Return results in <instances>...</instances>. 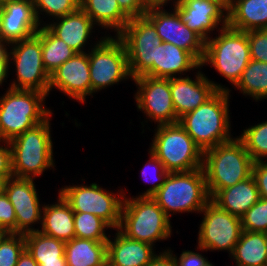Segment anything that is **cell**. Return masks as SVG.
I'll list each match as a JSON object with an SVG mask.
<instances>
[{
	"instance_id": "19",
	"label": "cell",
	"mask_w": 267,
	"mask_h": 266,
	"mask_svg": "<svg viewBox=\"0 0 267 266\" xmlns=\"http://www.w3.org/2000/svg\"><path fill=\"white\" fill-rule=\"evenodd\" d=\"M185 25L205 42L215 29L227 26V11L211 0H179L173 7ZM221 26V27H220Z\"/></svg>"
},
{
	"instance_id": "46",
	"label": "cell",
	"mask_w": 267,
	"mask_h": 266,
	"mask_svg": "<svg viewBox=\"0 0 267 266\" xmlns=\"http://www.w3.org/2000/svg\"><path fill=\"white\" fill-rule=\"evenodd\" d=\"M10 66L9 54L7 51L4 55L0 56V86H2L8 78Z\"/></svg>"
},
{
	"instance_id": "52",
	"label": "cell",
	"mask_w": 267,
	"mask_h": 266,
	"mask_svg": "<svg viewBox=\"0 0 267 266\" xmlns=\"http://www.w3.org/2000/svg\"><path fill=\"white\" fill-rule=\"evenodd\" d=\"M8 234V232L0 226V242L3 240V238Z\"/></svg>"
},
{
	"instance_id": "3",
	"label": "cell",
	"mask_w": 267,
	"mask_h": 266,
	"mask_svg": "<svg viewBox=\"0 0 267 266\" xmlns=\"http://www.w3.org/2000/svg\"><path fill=\"white\" fill-rule=\"evenodd\" d=\"M10 140L12 174L17 178H32L55 168L50 118Z\"/></svg>"
},
{
	"instance_id": "38",
	"label": "cell",
	"mask_w": 267,
	"mask_h": 266,
	"mask_svg": "<svg viewBox=\"0 0 267 266\" xmlns=\"http://www.w3.org/2000/svg\"><path fill=\"white\" fill-rule=\"evenodd\" d=\"M25 249L23 234L8 233L0 242V266H16Z\"/></svg>"
},
{
	"instance_id": "8",
	"label": "cell",
	"mask_w": 267,
	"mask_h": 266,
	"mask_svg": "<svg viewBox=\"0 0 267 266\" xmlns=\"http://www.w3.org/2000/svg\"><path fill=\"white\" fill-rule=\"evenodd\" d=\"M148 149L169 173L189 172L202 168L203 152L177 123L157 125Z\"/></svg>"
},
{
	"instance_id": "47",
	"label": "cell",
	"mask_w": 267,
	"mask_h": 266,
	"mask_svg": "<svg viewBox=\"0 0 267 266\" xmlns=\"http://www.w3.org/2000/svg\"><path fill=\"white\" fill-rule=\"evenodd\" d=\"M143 4L146 8V10H151V9H162L165 8L164 6L169 4L170 1L173 3L171 6H175L179 0H142Z\"/></svg>"
},
{
	"instance_id": "13",
	"label": "cell",
	"mask_w": 267,
	"mask_h": 266,
	"mask_svg": "<svg viewBox=\"0 0 267 266\" xmlns=\"http://www.w3.org/2000/svg\"><path fill=\"white\" fill-rule=\"evenodd\" d=\"M202 213L203 219L197 235V250L201 252L224 250L230 256L242 232L241 218L221 209L212 200L201 210L200 214Z\"/></svg>"
},
{
	"instance_id": "30",
	"label": "cell",
	"mask_w": 267,
	"mask_h": 266,
	"mask_svg": "<svg viewBox=\"0 0 267 266\" xmlns=\"http://www.w3.org/2000/svg\"><path fill=\"white\" fill-rule=\"evenodd\" d=\"M230 258L236 266H266L267 233L242 230Z\"/></svg>"
},
{
	"instance_id": "25",
	"label": "cell",
	"mask_w": 267,
	"mask_h": 266,
	"mask_svg": "<svg viewBox=\"0 0 267 266\" xmlns=\"http://www.w3.org/2000/svg\"><path fill=\"white\" fill-rule=\"evenodd\" d=\"M227 25L244 32L267 29V0H232Z\"/></svg>"
},
{
	"instance_id": "5",
	"label": "cell",
	"mask_w": 267,
	"mask_h": 266,
	"mask_svg": "<svg viewBox=\"0 0 267 266\" xmlns=\"http://www.w3.org/2000/svg\"><path fill=\"white\" fill-rule=\"evenodd\" d=\"M45 93L7 88L0 96V140L14 137L45 121L53 110L46 108Z\"/></svg>"
},
{
	"instance_id": "14",
	"label": "cell",
	"mask_w": 267,
	"mask_h": 266,
	"mask_svg": "<svg viewBox=\"0 0 267 266\" xmlns=\"http://www.w3.org/2000/svg\"><path fill=\"white\" fill-rule=\"evenodd\" d=\"M137 91L134 95L136 107L144 113L147 121L154 124H173L179 119L176 117L170 90V78H155L142 75L134 78ZM152 119V120H151Z\"/></svg>"
},
{
	"instance_id": "22",
	"label": "cell",
	"mask_w": 267,
	"mask_h": 266,
	"mask_svg": "<svg viewBox=\"0 0 267 266\" xmlns=\"http://www.w3.org/2000/svg\"><path fill=\"white\" fill-rule=\"evenodd\" d=\"M115 231L114 239L110 235L107 241V264L109 266H148L157 254L154 250L156 247L130 239L118 229Z\"/></svg>"
},
{
	"instance_id": "11",
	"label": "cell",
	"mask_w": 267,
	"mask_h": 266,
	"mask_svg": "<svg viewBox=\"0 0 267 266\" xmlns=\"http://www.w3.org/2000/svg\"><path fill=\"white\" fill-rule=\"evenodd\" d=\"M117 37L124 43L131 77H154L155 47L162 43L154 25L145 16L131 18Z\"/></svg>"
},
{
	"instance_id": "17",
	"label": "cell",
	"mask_w": 267,
	"mask_h": 266,
	"mask_svg": "<svg viewBox=\"0 0 267 266\" xmlns=\"http://www.w3.org/2000/svg\"><path fill=\"white\" fill-rule=\"evenodd\" d=\"M202 68L201 66L197 72H194V74L196 73L195 79H192L191 76L170 78L172 102L178 119L204 104L217 91L229 93L232 91L225 85L216 83L205 76L201 71Z\"/></svg>"
},
{
	"instance_id": "6",
	"label": "cell",
	"mask_w": 267,
	"mask_h": 266,
	"mask_svg": "<svg viewBox=\"0 0 267 266\" xmlns=\"http://www.w3.org/2000/svg\"><path fill=\"white\" fill-rule=\"evenodd\" d=\"M151 197L169 218L177 212L200 213L211 200L203 168L169 173L164 184Z\"/></svg>"
},
{
	"instance_id": "53",
	"label": "cell",
	"mask_w": 267,
	"mask_h": 266,
	"mask_svg": "<svg viewBox=\"0 0 267 266\" xmlns=\"http://www.w3.org/2000/svg\"><path fill=\"white\" fill-rule=\"evenodd\" d=\"M1 17H2V3L0 2V40H2V36H1Z\"/></svg>"
},
{
	"instance_id": "50",
	"label": "cell",
	"mask_w": 267,
	"mask_h": 266,
	"mask_svg": "<svg viewBox=\"0 0 267 266\" xmlns=\"http://www.w3.org/2000/svg\"><path fill=\"white\" fill-rule=\"evenodd\" d=\"M9 178L12 177H0V195L5 193L6 184Z\"/></svg>"
},
{
	"instance_id": "9",
	"label": "cell",
	"mask_w": 267,
	"mask_h": 266,
	"mask_svg": "<svg viewBox=\"0 0 267 266\" xmlns=\"http://www.w3.org/2000/svg\"><path fill=\"white\" fill-rule=\"evenodd\" d=\"M88 49L91 97L109 86L119 84L131 77L124 43L111 34H104Z\"/></svg>"
},
{
	"instance_id": "12",
	"label": "cell",
	"mask_w": 267,
	"mask_h": 266,
	"mask_svg": "<svg viewBox=\"0 0 267 266\" xmlns=\"http://www.w3.org/2000/svg\"><path fill=\"white\" fill-rule=\"evenodd\" d=\"M8 54L16 72V79H13L9 88L37 90L48 96L50 75L43 64L40 38L34 34L9 44Z\"/></svg>"
},
{
	"instance_id": "27",
	"label": "cell",
	"mask_w": 267,
	"mask_h": 266,
	"mask_svg": "<svg viewBox=\"0 0 267 266\" xmlns=\"http://www.w3.org/2000/svg\"><path fill=\"white\" fill-rule=\"evenodd\" d=\"M80 8L94 24L117 36L127 25L130 18L120 9L117 0H80Z\"/></svg>"
},
{
	"instance_id": "33",
	"label": "cell",
	"mask_w": 267,
	"mask_h": 266,
	"mask_svg": "<svg viewBox=\"0 0 267 266\" xmlns=\"http://www.w3.org/2000/svg\"><path fill=\"white\" fill-rule=\"evenodd\" d=\"M75 237L94 241H108L106 230L112 227L94 214L74 212Z\"/></svg>"
},
{
	"instance_id": "34",
	"label": "cell",
	"mask_w": 267,
	"mask_h": 266,
	"mask_svg": "<svg viewBox=\"0 0 267 266\" xmlns=\"http://www.w3.org/2000/svg\"><path fill=\"white\" fill-rule=\"evenodd\" d=\"M237 137L254 162L267 161V121L246 127Z\"/></svg>"
},
{
	"instance_id": "45",
	"label": "cell",
	"mask_w": 267,
	"mask_h": 266,
	"mask_svg": "<svg viewBox=\"0 0 267 266\" xmlns=\"http://www.w3.org/2000/svg\"><path fill=\"white\" fill-rule=\"evenodd\" d=\"M172 250L166 249L157 253L150 261L148 266H176L175 260L172 255Z\"/></svg>"
},
{
	"instance_id": "20",
	"label": "cell",
	"mask_w": 267,
	"mask_h": 266,
	"mask_svg": "<svg viewBox=\"0 0 267 266\" xmlns=\"http://www.w3.org/2000/svg\"><path fill=\"white\" fill-rule=\"evenodd\" d=\"M1 3V36L7 45L27 39L41 28L33 0H3Z\"/></svg>"
},
{
	"instance_id": "39",
	"label": "cell",
	"mask_w": 267,
	"mask_h": 266,
	"mask_svg": "<svg viewBox=\"0 0 267 266\" xmlns=\"http://www.w3.org/2000/svg\"><path fill=\"white\" fill-rule=\"evenodd\" d=\"M250 58L267 63V29L248 31Z\"/></svg>"
},
{
	"instance_id": "1",
	"label": "cell",
	"mask_w": 267,
	"mask_h": 266,
	"mask_svg": "<svg viewBox=\"0 0 267 266\" xmlns=\"http://www.w3.org/2000/svg\"><path fill=\"white\" fill-rule=\"evenodd\" d=\"M230 93L217 91L204 104L179 118V124L202 152L233 139L229 110Z\"/></svg>"
},
{
	"instance_id": "10",
	"label": "cell",
	"mask_w": 267,
	"mask_h": 266,
	"mask_svg": "<svg viewBox=\"0 0 267 266\" xmlns=\"http://www.w3.org/2000/svg\"><path fill=\"white\" fill-rule=\"evenodd\" d=\"M58 192L74 212L94 214L106 221L113 230L118 229L125 193L123 189L113 193L94 182L90 185H66Z\"/></svg>"
},
{
	"instance_id": "28",
	"label": "cell",
	"mask_w": 267,
	"mask_h": 266,
	"mask_svg": "<svg viewBox=\"0 0 267 266\" xmlns=\"http://www.w3.org/2000/svg\"><path fill=\"white\" fill-rule=\"evenodd\" d=\"M25 247L39 266H67L65 242L40 231L24 235Z\"/></svg>"
},
{
	"instance_id": "2",
	"label": "cell",
	"mask_w": 267,
	"mask_h": 266,
	"mask_svg": "<svg viewBox=\"0 0 267 266\" xmlns=\"http://www.w3.org/2000/svg\"><path fill=\"white\" fill-rule=\"evenodd\" d=\"M254 161L236 136L203 152V170L207 190L212 199L221 189L243 181L252 175Z\"/></svg>"
},
{
	"instance_id": "32",
	"label": "cell",
	"mask_w": 267,
	"mask_h": 266,
	"mask_svg": "<svg viewBox=\"0 0 267 266\" xmlns=\"http://www.w3.org/2000/svg\"><path fill=\"white\" fill-rule=\"evenodd\" d=\"M234 88L256 102L266 99L267 63L251 59Z\"/></svg>"
},
{
	"instance_id": "37",
	"label": "cell",
	"mask_w": 267,
	"mask_h": 266,
	"mask_svg": "<svg viewBox=\"0 0 267 266\" xmlns=\"http://www.w3.org/2000/svg\"><path fill=\"white\" fill-rule=\"evenodd\" d=\"M242 230L267 233V199L260 198L241 217Z\"/></svg>"
},
{
	"instance_id": "40",
	"label": "cell",
	"mask_w": 267,
	"mask_h": 266,
	"mask_svg": "<svg viewBox=\"0 0 267 266\" xmlns=\"http://www.w3.org/2000/svg\"><path fill=\"white\" fill-rule=\"evenodd\" d=\"M0 226L8 233L16 234V216L14 207L5 193L0 195Z\"/></svg>"
},
{
	"instance_id": "4",
	"label": "cell",
	"mask_w": 267,
	"mask_h": 266,
	"mask_svg": "<svg viewBox=\"0 0 267 266\" xmlns=\"http://www.w3.org/2000/svg\"><path fill=\"white\" fill-rule=\"evenodd\" d=\"M170 219L152 197L124 193L118 230L130 239L154 246L172 236Z\"/></svg>"
},
{
	"instance_id": "21",
	"label": "cell",
	"mask_w": 267,
	"mask_h": 266,
	"mask_svg": "<svg viewBox=\"0 0 267 266\" xmlns=\"http://www.w3.org/2000/svg\"><path fill=\"white\" fill-rule=\"evenodd\" d=\"M45 26L77 53L86 52L85 48L90 44L88 39L92 38L91 35L95 32L94 22L80 7L72 13L52 20L49 24L46 23Z\"/></svg>"
},
{
	"instance_id": "7",
	"label": "cell",
	"mask_w": 267,
	"mask_h": 266,
	"mask_svg": "<svg viewBox=\"0 0 267 266\" xmlns=\"http://www.w3.org/2000/svg\"><path fill=\"white\" fill-rule=\"evenodd\" d=\"M250 60L248 32L227 25L218 31V36L211 37L205 42L201 66L209 64L235 86Z\"/></svg>"
},
{
	"instance_id": "16",
	"label": "cell",
	"mask_w": 267,
	"mask_h": 266,
	"mask_svg": "<svg viewBox=\"0 0 267 266\" xmlns=\"http://www.w3.org/2000/svg\"><path fill=\"white\" fill-rule=\"evenodd\" d=\"M32 178H9L5 194L14 207L16 216V234H28L39 231L33 227L42 222L43 206Z\"/></svg>"
},
{
	"instance_id": "43",
	"label": "cell",
	"mask_w": 267,
	"mask_h": 266,
	"mask_svg": "<svg viewBox=\"0 0 267 266\" xmlns=\"http://www.w3.org/2000/svg\"><path fill=\"white\" fill-rule=\"evenodd\" d=\"M0 177H13L11 145L6 140H0Z\"/></svg>"
},
{
	"instance_id": "15",
	"label": "cell",
	"mask_w": 267,
	"mask_h": 266,
	"mask_svg": "<svg viewBox=\"0 0 267 266\" xmlns=\"http://www.w3.org/2000/svg\"><path fill=\"white\" fill-rule=\"evenodd\" d=\"M172 10L169 12L165 8L151 9L144 16L154 25L162 42L171 43L190 52L202 63L205 41L185 25L174 8Z\"/></svg>"
},
{
	"instance_id": "23",
	"label": "cell",
	"mask_w": 267,
	"mask_h": 266,
	"mask_svg": "<svg viewBox=\"0 0 267 266\" xmlns=\"http://www.w3.org/2000/svg\"><path fill=\"white\" fill-rule=\"evenodd\" d=\"M200 67L201 63L190 52L180 47L165 42L155 47V78H173L177 77V75L181 77L185 73L191 70L193 72Z\"/></svg>"
},
{
	"instance_id": "48",
	"label": "cell",
	"mask_w": 267,
	"mask_h": 266,
	"mask_svg": "<svg viewBox=\"0 0 267 266\" xmlns=\"http://www.w3.org/2000/svg\"><path fill=\"white\" fill-rule=\"evenodd\" d=\"M16 266H39L38 263L33 259L32 255L25 249L16 264Z\"/></svg>"
},
{
	"instance_id": "26",
	"label": "cell",
	"mask_w": 267,
	"mask_h": 266,
	"mask_svg": "<svg viewBox=\"0 0 267 266\" xmlns=\"http://www.w3.org/2000/svg\"><path fill=\"white\" fill-rule=\"evenodd\" d=\"M259 199L258 188L251 175L231 187L221 189L211 200L221 209L241 218Z\"/></svg>"
},
{
	"instance_id": "51",
	"label": "cell",
	"mask_w": 267,
	"mask_h": 266,
	"mask_svg": "<svg viewBox=\"0 0 267 266\" xmlns=\"http://www.w3.org/2000/svg\"><path fill=\"white\" fill-rule=\"evenodd\" d=\"M8 51V45L0 40V56L4 55Z\"/></svg>"
},
{
	"instance_id": "36",
	"label": "cell",
	"mask_w": 267,
	"mask_h": 266,
	"mask_svg": "<svg viewBox=\"0 0 267 266\" xmlns=\"http://www.w3.org/2000/svg\"><path fill=\"white\" fill-rule=\"evenodd\" d=\"M148 154H150V157L141 169V178L148 183H152V186L140 193L141 195H138V197L153 196L164 184L165 178L169 174L163 163L151 151H148Z\"/></svg>"
},
{
	"instance_id": "29",
	"label": "cell",
	"mask_w": 267,
	"mask_h": 266,
	"mask_svg": "<svg viewBox=\"0 0 267 266\" xmlns=\"http://www.w3.org/2000/svg\"><path fill=\"white\" fill-rule=\"evenodd\" d=\"M107 241L73 238L65 242L67 266H104L107 264Z\"/></svg>"
},
{
	"instance_id": "41",
	"label": "cell",
	"mask_w": 267,
	"mask_h": 266,
	"mask_svg": "<svg viewBox=\"0 0 267 266\" xmlns=\"http://www.w3.org/2000/svg\"><path fill=\"white\" fill-rule=\"evenodd\" d=\"M176 266H210L212 263L202 253L183 250L179 257L173 254Z\"/></svg>"
},
{
	"instance_id": "35",
	"label": "cell",
	"mask_w": 267,
	"mask_h": 266,
	"mask_svg": "<svg viewBox=\"0 0 267 266\" xmlns=\"http://www.w3.org/2000/svg\"><path fill=\"white\" fill-rule=\"evenodd\" d=\"M33 5L39 24L44 26L46 25L43 21L45 15L50 16L49 20L63 17L76 11L80 7V0H33ZM40 15L44 17L41 19Z\"/></svg>"
},
{
	"instance_id": "31",
	"label": "cell",
	"mask_w": 267,
	"mask_h": 266,
	"mask_svg": "<svg viewBox=\"0 0 267 266\" xmlns=\"http://www.w3.org/2000/svg\"><path fill=\"white\" fill-rule=\"evenodd\" d=\"M36 35L41 40L43 64L49 75L77 53L45 25L41 26Z\"/></svg>"
},
{
	"instance_id": "49",
	"label": "cell",
	"mask_w": 267,
	"mask_h": 266,
	"mask_svg": "<svg viewBox=\"0 0 267 266\" xmlns=\"http://www.w3.org/2000/svg\"><path fill=\"white\" fill-rule=\"evenodd\" d=\"M211 1L220 4L227 12L229 11L232 2V0H211Z\"/></svg>"
},
{
	"instance_id": "18",
	"label": "cell",
	"mask_w": 267,
	"mask_h": 266,
	"mask_svg": "<svg viewBox=\"0 0 267 266\" xmlns=\"http://www.w3.org/2000/svg\"><path fill=\"white\" fill-rule=\"evenodd\" d=\"M76 53L50 75L49 93L58 89L68 98L84 104L86 96H91V81L88 50Z\"/></svg>"
},
{
	"instance_id": "24",
	"label": "cell",
	"mask_w": 267,
	"mask_h": 266,
	"mask_svg": "<svg viewBox=\"0 0 267 266\" xmlns=\"http://www.w3.org/2000/svg\"><path fill=\"white\" fill-rule=\"evenodd\" d=\"M56 202L44 204L39 231L64 242L71 241L75 238L74 211L59 192Z\"/></svg>"
},
{
	"instance_id": "42",
	"label": "cell",
	"mask_w": 267,
	"mask_h": 266,
	"mask_svg": "<svg viewBox=\"0 0 267 266\" xmlns=\"http://www.w3.org/2000/svg\"><path fill=\"white\" fill-rule=\"evenodd\" d=\"M252 176L258 188L260 198L267 199V161L254 162Z\"/></svg>"
},
{
	"instance_id": "44",
	"label": "cell",
	"mask_w": 267,
	"mask_h": 266,
	"mask_svg": "<svg viewBox=\"0 0 267 266\" xmlns=\"http://www.w3.org/2000/svg\"><path fill=\"white\" fill-rule=\"evenodd\" d=\"M120 9L131 19L142 17L147 12L142 0H117Z\"/></svg>"
}]
</instances>
